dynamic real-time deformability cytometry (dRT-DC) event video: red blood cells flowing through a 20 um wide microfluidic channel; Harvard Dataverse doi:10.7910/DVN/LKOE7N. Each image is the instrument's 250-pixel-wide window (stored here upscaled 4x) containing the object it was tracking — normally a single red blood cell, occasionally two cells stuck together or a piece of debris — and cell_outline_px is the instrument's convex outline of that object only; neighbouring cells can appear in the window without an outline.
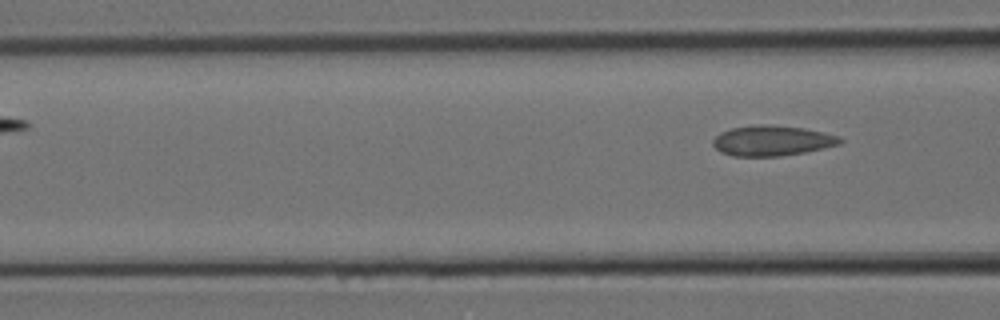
{"species": "Egyptian fruit bat (a non-hibernating species)", "species_latin": "Rousettus aegyptiacus", "temperature_condition": "room temperature", "stored_images_in_passage": 5, "segment_of_instrument_passage": [2, 2], "camera_frame_rate_fps": 3000, "um_per_image_px": 0.085, "animal": {"sex": "female"}, "frame": {"image": 1, "passage_image": 5, "time_ms": 1.333, "image_size_px": [1000, 320], "cell_outline_px": [[844, 140], [840, 144], [824, 148], [804, 152], [780, 156], [732, 156], [720, 152], [712, 144], [712, 140], [720, 132], [732, 128], [760, 124], [772, 124], [804, 128], [824, 132], [840, 136]], "centroid_in_image_um": [65.63, 11.95], "position_along_channel_um": 101.0, "area_um2": 22.6}}